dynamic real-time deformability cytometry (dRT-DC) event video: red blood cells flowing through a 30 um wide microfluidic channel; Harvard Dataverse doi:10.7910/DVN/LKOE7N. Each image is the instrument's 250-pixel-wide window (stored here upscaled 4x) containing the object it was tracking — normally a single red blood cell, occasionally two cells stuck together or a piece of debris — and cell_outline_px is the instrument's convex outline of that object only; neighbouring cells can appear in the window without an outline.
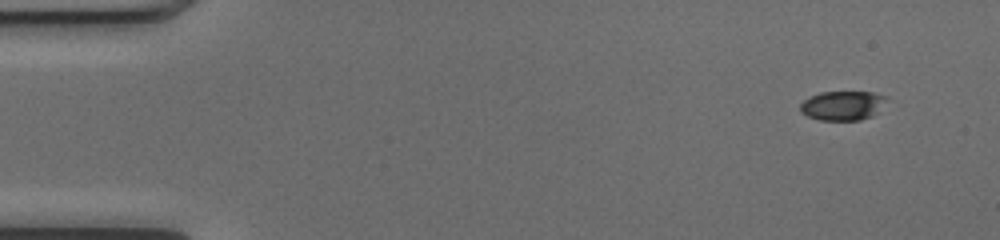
{"species": "common noctule bat (a hibernating species)", "species_latin": "Nyctalus noctula", "temperature_condition": "cold", "stored_images_in_passage": 49, "camera_frame_rate_fps": 3000, "um_per_image_px": 0.085, "animal": {"sex": "female", "body_mass_g": 17.0, "forearm_length_mm": 48.0}, "frame": {"image": 1, "passage_image": 1, "time_ms": 0.0, "image_size_px": [1000, 240], "cell_outline_px": [[888, 96], [872, 116], [860, 120], [820, 120], [808, 116], [800, 112], [800, 104], [804, 100], [820, 92], [872, 92]], "centroid_in_image_um": [71.58, 8.97], "position_along_channel_um": 13.4, "area_um2": 14.51}}
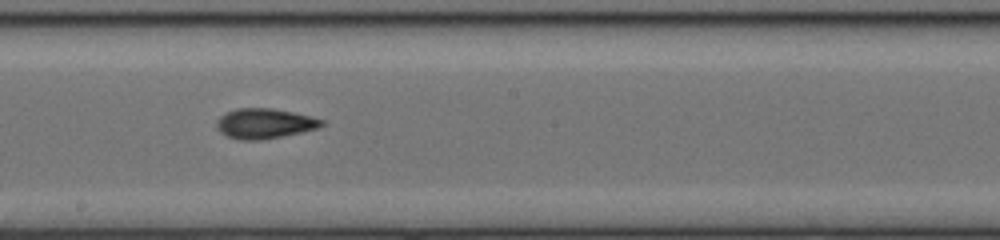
{"frame": {"image": 2, "passage_image": 26, "time_ms": 8.333, "image_size_px": [1000, 240], "cell_outline_px": [[324, 124], [320, 128], [260, 140], [240, 140], [228, 136], [220, 132], [216, 128], [216, 120], [220, 116], [236, 108], [272, 108], [312, 116], [324, 120]], "centroid_in_image_um": [22.48, 10.49], "position_along_channel_um": 225.7, "area_um2": 18.38}}
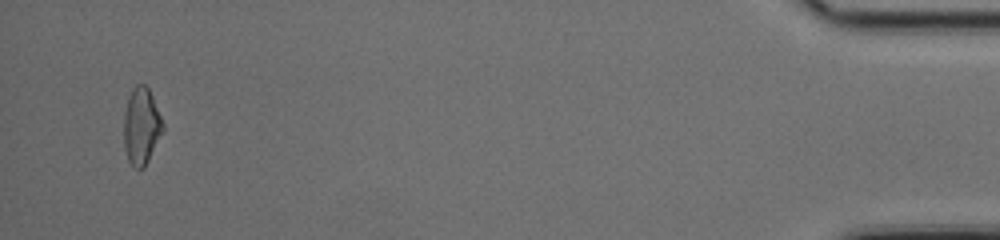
{"frame": {"image": 3, "passage_image": 47, "time_ms": 15.333, "image_size_px": [1000, 240], "cell_outline_px": [[164, 132], [144, 168], [132, 168], [128, 160], [124, 148], [124, 112], [128, 96], [132, 88], [136, 84], [144, 84], [148, 88], [152, 96], [164, 124]], "centroid_in_image_um": [12.02, 10.74], "position_along_channel_um": 423.2, "area_um2": 17.74}, "authors_computed_cell_mechanics": {"area_um2": 17.34, "velocity_mm_per_s": 4.0651, "shape_relaxation_time_tau1_ms": 7.8108, "shape_relaxation_time_tau2_ms": 2.8677, "deformation_change_tau1": 0.2085, "deformation_change_tau2": 0.1085}}